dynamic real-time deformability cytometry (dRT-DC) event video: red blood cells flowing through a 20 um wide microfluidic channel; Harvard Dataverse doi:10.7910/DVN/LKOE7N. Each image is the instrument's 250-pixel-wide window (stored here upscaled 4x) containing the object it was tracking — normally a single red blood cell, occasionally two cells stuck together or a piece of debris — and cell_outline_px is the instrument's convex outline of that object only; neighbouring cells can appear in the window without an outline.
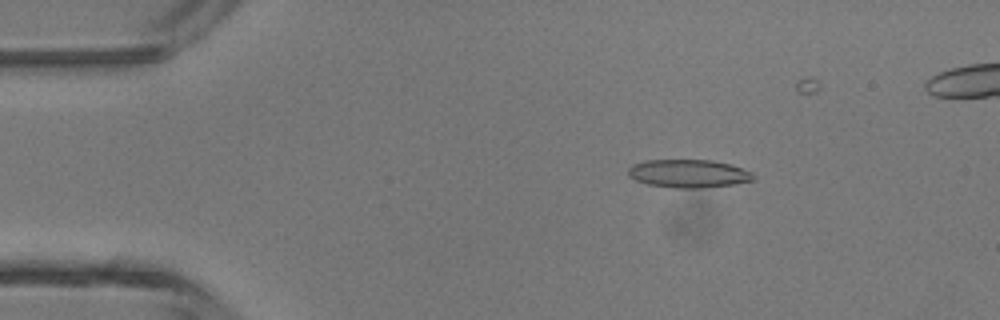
{"species": "common noctule bat (a hibernating species)", "species_latin": "Nyctalus noctula", "temperature_condition": "room temperature", "stored_images_in_passage": 37, "camera_frame_rate_fps": 3000, "um_per_image_px": 0.085, "animal": {"sex": "male", "body_mass_g": 13.3}, "frame": {"image": 1, "passage_image": 8, "time_ms": 2.333, "image_size_px": [1000, 320], "cell_outline_px": [[756, 180], [732, 184], [700, 188], [676, 188], [648, 184], [636, 180], [628, 176], [628, 168], [632, 164], [644, 160], [712, 160], [732, 164], [752, 172]], "centroid_in_image_um": [58.53, 14.74], "position_along_channel_um": 26.5, "area_um2": 20.63}}
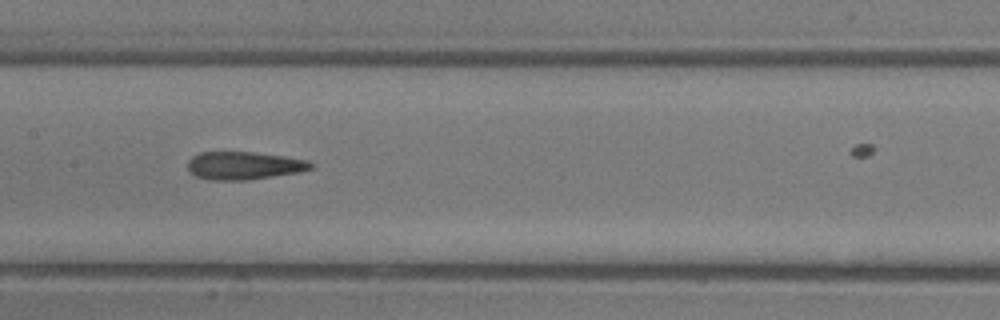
{"frame": {"image": 2, "passage_image": 23, "time_ms": 7.333, "image_size_px": [1000, 320], "cell_outline_px": [[316, 164], [312, 168], [300, 172], [248, 180], [208, 180], [196, 176], [188, 172], [188, 160], [192, 156], [200, 152], [256, 152], [284, 156], [308, 160]], "centroid_in_image_um": [20.74, 14.07], "position_along_channel_um": 186.7, "area_um2": 20.29}}
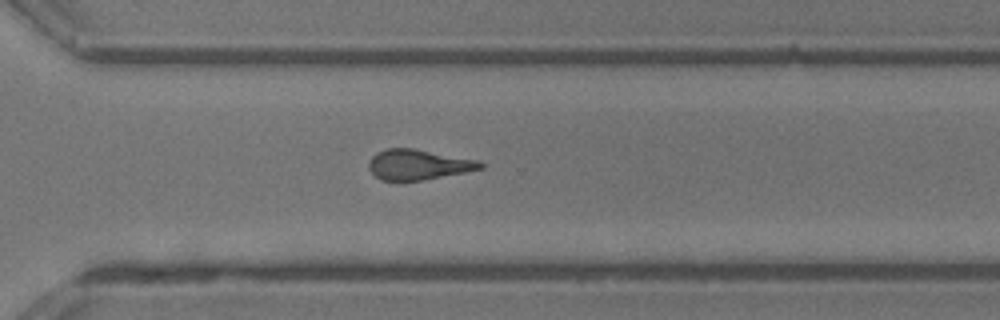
{"frame": {"image": 3, "passage_image": 33, "time_ms": 10.667, "image_size_px": [1000, 320], "cell_outline_px": [[484, 168], [464, 172], [420, 180], [380, 180], [368, 168], [368, 164], [372, 156], [376, 152], [388, 148], [412, 148], [480, 160], [484, 164]], "centroid_in_image_um": [35.56, 13.98], "position_along_channel_um": 335.0, "area_um2": 19.54}}